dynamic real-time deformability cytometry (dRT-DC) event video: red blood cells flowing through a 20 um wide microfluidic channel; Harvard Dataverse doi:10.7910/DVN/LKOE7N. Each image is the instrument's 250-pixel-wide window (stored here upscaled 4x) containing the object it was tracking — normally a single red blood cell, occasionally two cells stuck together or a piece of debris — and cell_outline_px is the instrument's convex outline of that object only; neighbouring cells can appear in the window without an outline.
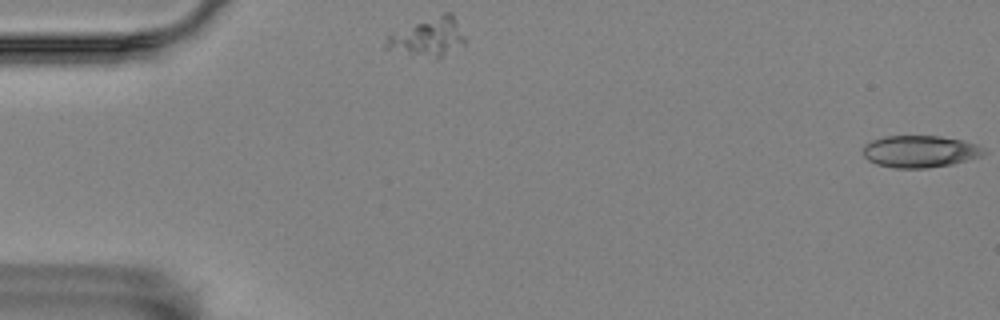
{"species": "Egyptian fruit bat (a non-hibernating species)", "species_latin": "Rousettus aegyptiacus", "temperature_condition": "room temperature", "stored_images_in_passage": 2, "segment_of_instrument_passage": [1, 2], "camera_frame_rate_fps": 3000, "um_per_image_px": 0.085, "animal": {"sex": "female"}, "frame": {"image": 1, "passage_image": 1, "time_ms": 0.0, "image_size_px": [1000, 320], "cell_outline_px": [[464, 44], [444, 56], [436, 60], [384, 48], [384, 40], [392, 32], [444, 12], [452, 12], [464, 36]], "centroid_in_image_um": [36.38, 3.17], "position_along_channel_um": 48.6, "area_um2": 17.74}}